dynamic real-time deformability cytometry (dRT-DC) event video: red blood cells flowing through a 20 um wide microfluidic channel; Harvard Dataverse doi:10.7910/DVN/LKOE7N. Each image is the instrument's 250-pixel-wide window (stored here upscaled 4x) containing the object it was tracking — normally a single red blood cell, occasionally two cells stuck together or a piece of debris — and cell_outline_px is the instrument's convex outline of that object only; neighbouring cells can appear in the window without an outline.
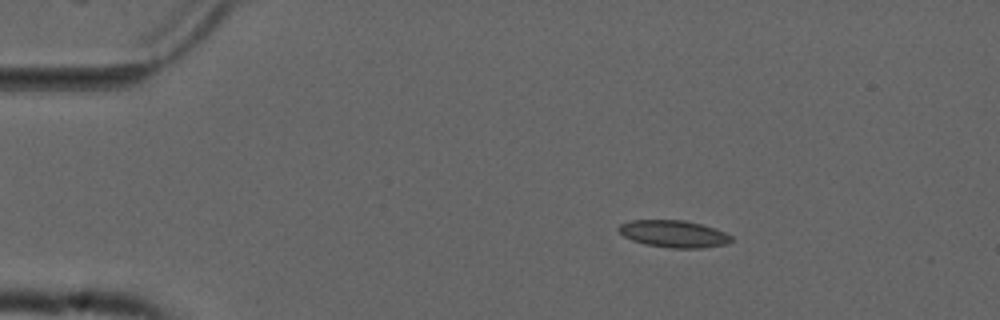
{"species": "common noctule bat (a hibernating species)", "species_latin": "Nyctalus noctula", "temperature_condition": "cold", "stored_images_in_passage": 46, "camera_frame_rate_fps": 3000, "um_per_image_px": 0.085, "animal": {"sex": "male", "forearm_length_mm": 52.5}, "frame": {"image": 1, "passage_image": 1, "time_ms": 0.0, "image_size_px": [1000, 320], "cell_outline_px": [[732, 240], [728, 244], [704, 248], [672, 248], [644, 244], [632, 240], [624, 236], [616, 228], [620, 224], [632, 220], [684, 220], [716, 228], [732, 236]], "centroid_in_image_um": [57.28, 19.88], "position_along_channel_um": 27.7, "area_um2": 17.86}}
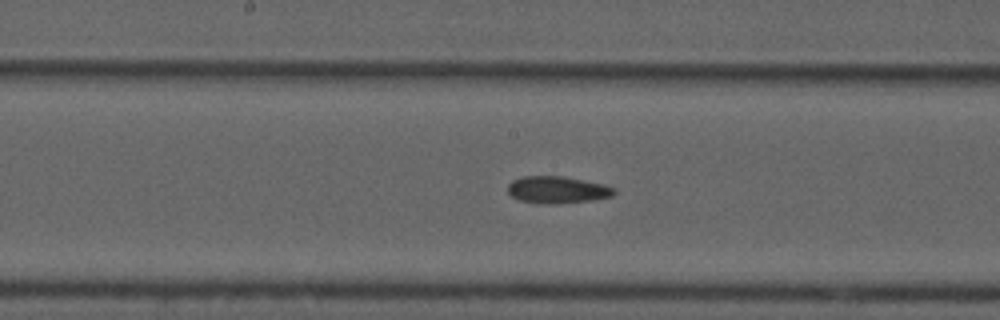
{"frame": {"image": 2, "passage_image": 20, "time_ms": 6.333, "image_size_px": [1000, 320], "cell_outline_px": [[616, 192], [612, 196], [592, 200], [556, 204], [540, 204], [520, 200], [512, 196], [508, 192], [508, 184], [512, 180], [524, 176], [564, 176], [604, 184], [616, 188]], "centroid_in_image_um": [47.38, 16.13], "position_along_channel_um": 200.8, "area_um2": 16.88}}
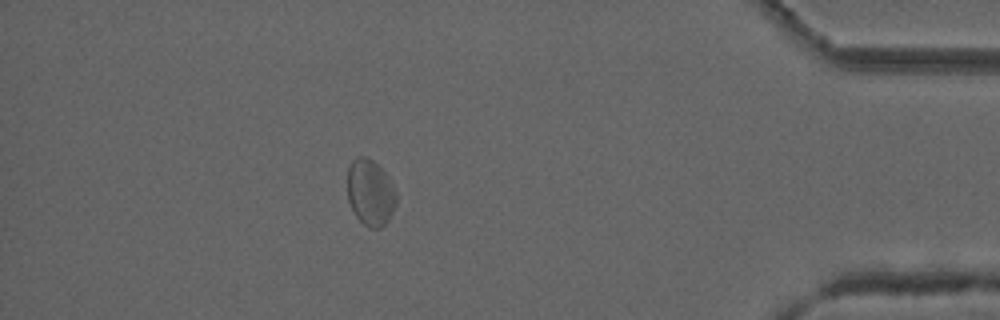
{"frame": {"image": 3, "passage_image": 40, "time_ms": 13.0, "image_size_px": [1000, 320], "cell_outline_px": [[396, 204], [388, 220], [380, 228], [368, 228], [356, 216], [348, 200], [348, 168], [352, 160], [360, 156], [368, 156], [388, 176], [396, 192]], "centroid_in_image_um": [31.48, 16.36], "position_along_channel_um": 403.7, "area_um2": 18.73}, "authors_computed_cell_mechanics": {"area_um2": 17.2533, "velocity_mm_per_s": 3.734, "shape_relaxation_time_tau1_ms": null, "shape_relaxation_time_tau2_ms": 5.2022, "deformation_change_tau1": null, "deformation_change_tau2": 0.1078}}